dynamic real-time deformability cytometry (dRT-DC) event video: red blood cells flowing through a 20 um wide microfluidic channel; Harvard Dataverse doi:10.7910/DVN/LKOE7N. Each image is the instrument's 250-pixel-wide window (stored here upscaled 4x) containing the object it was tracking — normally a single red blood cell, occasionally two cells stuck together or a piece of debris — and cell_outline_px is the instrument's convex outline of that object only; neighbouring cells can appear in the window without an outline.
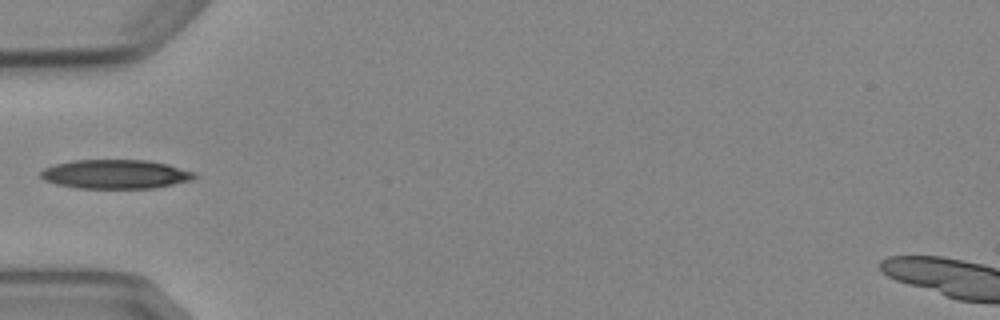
{"species": "Egyptian fruit bat (a non-hibernating species)", "species_latin": "Rousettus aegyptiacus", "temperature_condition": "cold", "stored_images_in_passage": 6, "camera_frame_rate_fps": 3000, "um_per_image_px": 0.085, "animal": {"sex": "female"}, "frame": {"image": 1, "passage_image": 5, "time_ms": 4.667, "image_size_px": [1000, 320], "cell_outline_px": [[200, 176], [192, 180], [152, 188], [76, 188], [56, 184], [44, 180], [40, 176], [40, 172], [44, 168], [56, 164], [76, 160], [148, 160], [168, 164], [196, 172]], "centroid_in_image_um": [9.85, 14.8], "position_along_channel_um": 75.2, "area_um2": 26.13}}
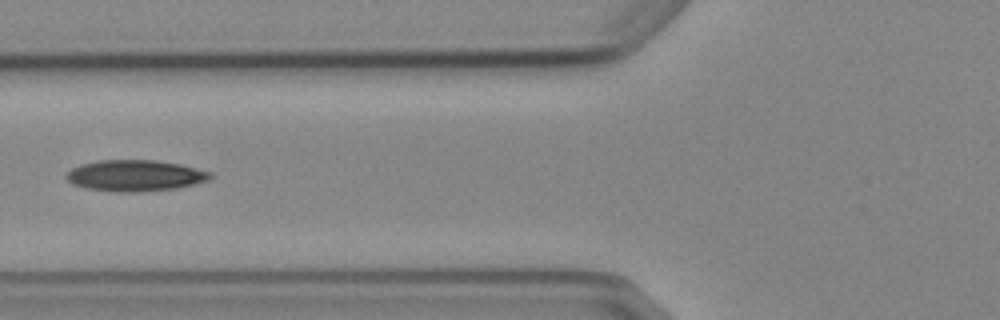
{"frame": {"image": 2, "passage_image": 6, "time_ms": 5.667, "image_size_px": [1000, 320], "cell_outline_px": [[212, 176], [208, 180], [176, 188], [132, 192], [116, 192], [84, 188], [72, 184], [64, 176], [72, 168], [80, 164], [96, 160], [156, 160], [180, 164], [212, 172]], "centroid_in_image_um": [11.44, 14.92], "position_along_channel_um": 114.4, "area_um2": 26.18}}